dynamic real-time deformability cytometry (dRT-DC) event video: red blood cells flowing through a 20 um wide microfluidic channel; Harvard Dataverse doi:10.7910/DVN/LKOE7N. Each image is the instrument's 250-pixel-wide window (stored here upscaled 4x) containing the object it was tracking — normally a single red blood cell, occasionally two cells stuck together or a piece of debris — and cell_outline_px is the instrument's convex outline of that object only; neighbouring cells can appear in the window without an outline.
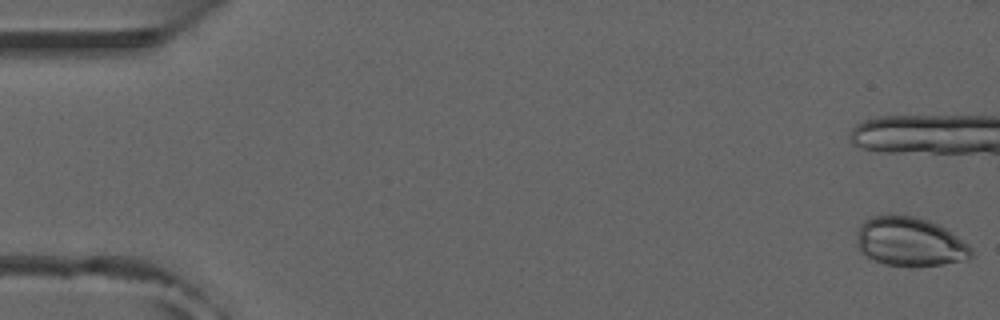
{"species": "common noctule bat (a hibernating species)", "species_latin": "Nyctalus noctula", "temperature_condition": "room temperature", "stored_images_in_passage": 12, "camera_frame_rate_fps": 3000, "um_per_image_px": 0.085, "animal": {"sex": "male", "forearm_length_mm": 52.5}, "frame": {"image": 1, "passage_image": 1, "time_ms": 0.0, "image_size_px": [1000, 320], "cell_outline_px": [[972, 256], [968, 260], [944, 264], [912, 268], [884, 264], [860, 252], [856, 244], [856, 232], [860, 224], [864, 220], [872, 216], [916, 216], [928, 220], [944, 228], [968, 244], [972, 248]], "centroid_in_image_um": [77.33, 20.58], "position_along_channel_um": 7.7, "area_um2": 33.0}}